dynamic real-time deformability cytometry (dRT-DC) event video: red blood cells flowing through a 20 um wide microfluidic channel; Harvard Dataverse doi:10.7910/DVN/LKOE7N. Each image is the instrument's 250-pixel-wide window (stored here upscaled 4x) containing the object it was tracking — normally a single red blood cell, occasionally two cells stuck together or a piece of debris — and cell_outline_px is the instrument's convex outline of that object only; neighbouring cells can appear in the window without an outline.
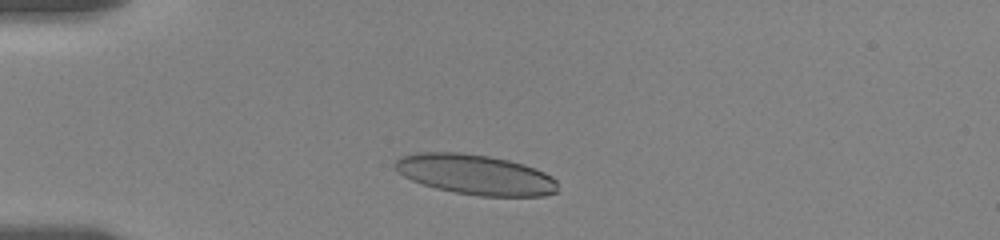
{"species": "human", "species_latin": "Homo sapiens", "temperature_condition": "room temperature", "stored_images_in_passage": 58, "camera_frame_rate_fps": 3000, "um_per_image_px": 0.085, "donor": {"sex": "female"}, "frame": {"image": 1, "passage_image": 6, "time_ms": 1.667, "image_size_px": [1000, 240], "cell_outline_px": [[556, 192], [544, 196], [480, 196], [456, 192], [436, 188], [412, 180], [404, 176], [392, 164], [400, 156], [416, 152], [460, 152], [488, 156], [508, 160], [524, 164], [536, 168], [552, 176], [556, 180]], "centroid_in_image_um": [40.4, 14.83], "position_along_channel_um": 44.6, "area_um2": 37.97}}
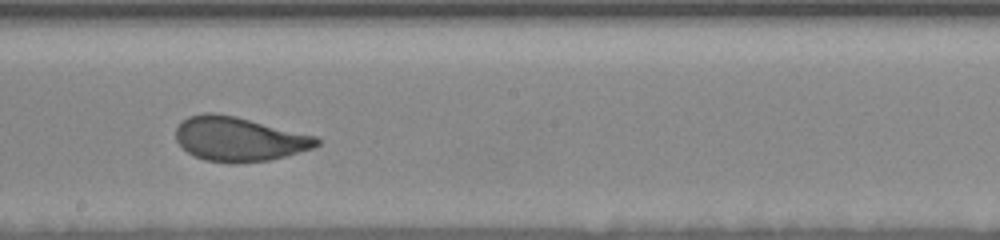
{"frame": {"image": 2, "passage_image": 37, "time_ms": 7.667, "image_size_px": [1000, 240], "cell_outline_px": [[320, 144], [312, 148], [284, 156], [268, 160], [236, 164], [232, 164], [204, 160], [188, 152], [176, 140], [176, 128], [188, 116], [204, 112], [212, 112], [236, 116], [316, 136], [320, 140]], "centroid_in_image_um": [20.3, 11.82], "position_along_channel_um": 227.9, "area_um2": 36.3}}
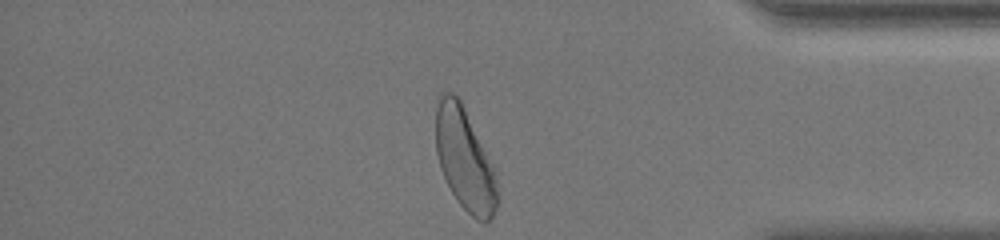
{"frame": {"image": 3, "passage_image": 58, "time_ms": 13.0, "image_size_px": [1000, 240], "cell_outline_px": [[496, 208], [492, 216], [488, 220], [476, 220], [456, 200], [440, 168], [436, 152], [436, 108], [440, 92], [452, 92], [460, 100], [496, 172]], "centroid_in_image_um": [39.47, 13.51], "position_along_channel_um": 395.7, "area_um2": 35.95}, "authors_computed_cell_mechanics": {"area_um2": 36.8475, "velocity_mm_per_s": 3.5419, "shape_relaxation_time_tau1_ms": 3.3263, "shape_relaxation_time_tau2_ms": null, "deformation_change_tau1": 0.1485, "deformation_change_tau2": null}}